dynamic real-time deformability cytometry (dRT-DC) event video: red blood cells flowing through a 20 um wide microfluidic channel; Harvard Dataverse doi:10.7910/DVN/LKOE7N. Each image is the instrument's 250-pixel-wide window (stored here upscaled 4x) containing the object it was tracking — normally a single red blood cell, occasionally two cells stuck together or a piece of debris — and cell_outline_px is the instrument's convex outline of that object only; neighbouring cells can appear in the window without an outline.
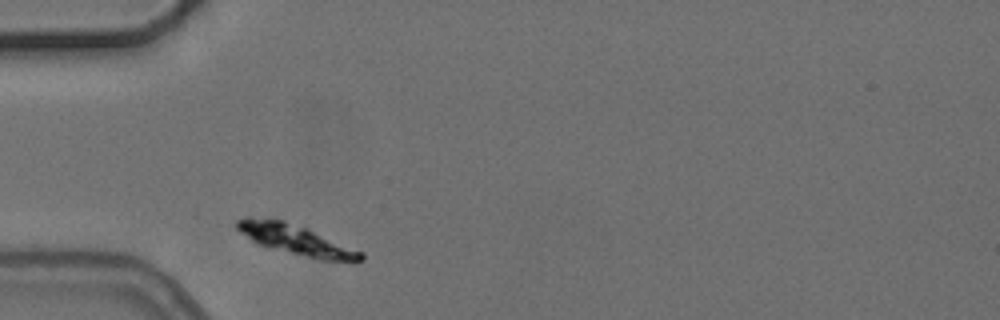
{"species": "common noctule bat (a hibernating species)", "species_latin": "Nyctalus noctula", "temperature_condition": "cold", "stored_images_in_passage": 2, "camera_frame_rate_fps": 3000, "um_per_image_px": 0.085, "animal": {"sex": "female", "body_mass_g": 24.6, "forearm_length_mm": 56.2}, "frame": {"image": 1, "passage_image": 1, "time_ms": 0.0, "image_size_px": [1000, 320], "cell_outline_px": [[364, 260], [320, 260], [256, 244], [240, 232], [236, 228], [236, 220], [244, 216], [248, 216], [284, 220], [308, 228], [364, 252]], "centroid_in_image_um": [25.12, 20.35], "position_along_channel_um": 59.9, "area_um2": 21.85}}